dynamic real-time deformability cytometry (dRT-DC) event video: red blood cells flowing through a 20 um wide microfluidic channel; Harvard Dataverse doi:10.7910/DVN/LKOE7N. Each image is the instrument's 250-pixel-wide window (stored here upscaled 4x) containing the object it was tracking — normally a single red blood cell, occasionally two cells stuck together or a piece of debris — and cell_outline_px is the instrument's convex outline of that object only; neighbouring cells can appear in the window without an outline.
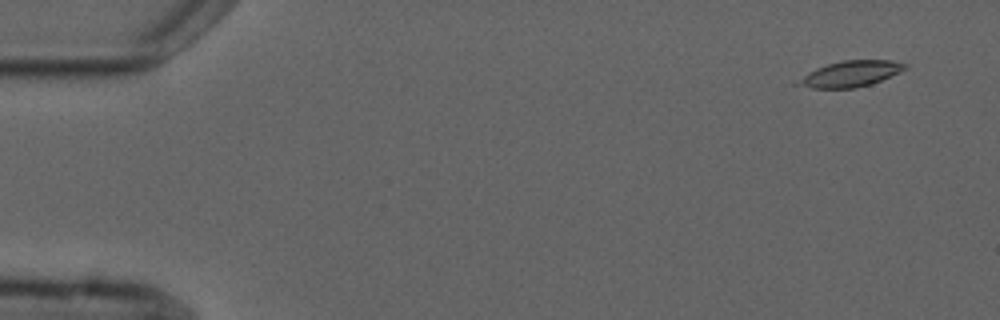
{"species": "common noctule bat (a hibernating species)", "species_latin": "Nyctalus noctula", "temperature_condition": "cold", "stored_images_in_passage": 5, "camera_frame_rate_fps": 3000, "um_per_image_px": 0.085, "animal": {"sex": "male", "forearm_length_mm": 52.5}, "frame": {"image": 1, "passage_image": 1, "time_ms": 0.0, "image_size_px": [1000, 320], "cell_outline_px": [[908, 68], [900, 72], [872, 84], [856, 88], [812, 88], [792, 84], [792, 80], [816, 68], [828, 64], [844, 60], [892, 60], [908, 64]], "centroid_in_image_um": [72.24, 6.28], "position_along_channel_um": 12.8, "area_um2": 16.47}}
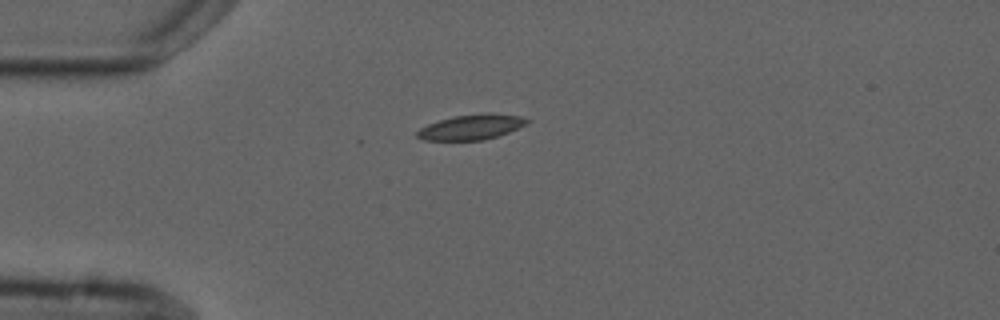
{"frame": {"image": 2, "passage_image": 4, "time_ms": 3.667, "image_size_px": [1000, 320], "cell_outline_px": [[532, 120], [528, 124], [508, 132], [484, 140], [424, 140], [416, 136], [416, 132], [420, 128], [428, 124], [440, 120], [456, 116], [488, 112], [492, 112], [520, 116]], "centroid_in_image_um": [40.11, 10.79], "position_along_channel_um": 44.9, "area_um2": 16.13}}